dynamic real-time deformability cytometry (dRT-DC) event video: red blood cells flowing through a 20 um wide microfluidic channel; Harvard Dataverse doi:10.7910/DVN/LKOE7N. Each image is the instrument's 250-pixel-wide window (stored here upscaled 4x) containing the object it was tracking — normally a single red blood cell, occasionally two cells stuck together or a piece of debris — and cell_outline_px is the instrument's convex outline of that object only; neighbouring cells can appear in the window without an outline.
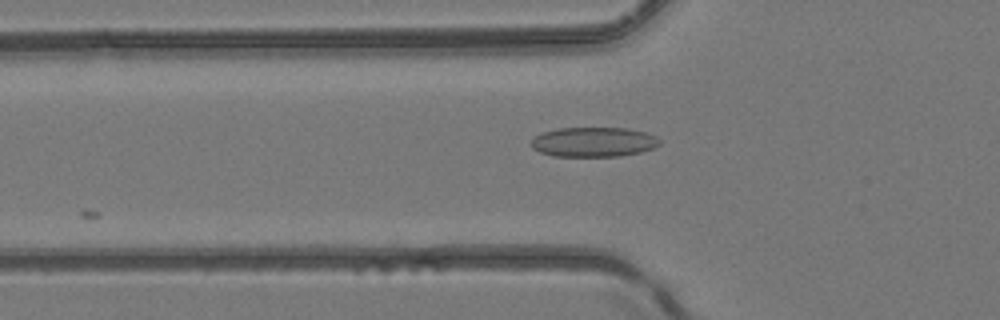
{"species": "common noctule bat (a hibernating species)", "species_latin": "Nyctalus noctula", "temperature_condition": "room temperature", "stored_images_in_passage": 25, "camera_frame_rate_fps": 3000, "um_per_image_px": 0.085, "animal": {"sex": "female", "body_mass_g": 24.6, "forearm_length_mm": 56.2}, "frame": {"image": 1, "passage_image": 3, "time_ms": 0.667, "image_size_px": [1000, 320], "cell_outline_px": [[660, 144], [652, 148], [640, 152], [620, 156], [552, 156], [540, 152], [532, 148], [528, 144], [540, 132], [560, 128], [628, 128], [648, 132], [656, 136], [660, 140]], "centroid_in_image_um": [50.44, 12.06], "position_along_channel_um": 75.4, "area_um2": 22.43}}
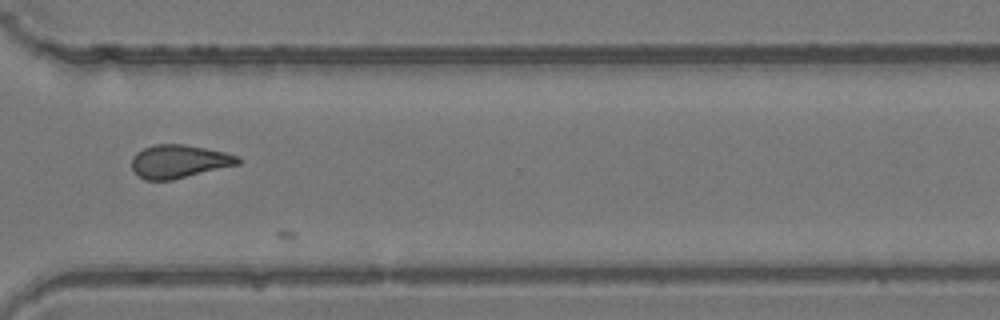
{"frame": {"image": 2, "passage_image": 23, "time_ms": 7.333, "image_size_px": [1000, 320], "cell_outline_px": [[240, 164], [172, 180], [144, 180], [132, 168], [132, 156], [136, 152], [144, 148], [156, 144], [184, 144], [224, 152], [236, 156], [240, 160]], "centroid_in_image_um": [15.2, 13.72], "position_along_channel_um": 355.4, "area_um2": 20.4}}